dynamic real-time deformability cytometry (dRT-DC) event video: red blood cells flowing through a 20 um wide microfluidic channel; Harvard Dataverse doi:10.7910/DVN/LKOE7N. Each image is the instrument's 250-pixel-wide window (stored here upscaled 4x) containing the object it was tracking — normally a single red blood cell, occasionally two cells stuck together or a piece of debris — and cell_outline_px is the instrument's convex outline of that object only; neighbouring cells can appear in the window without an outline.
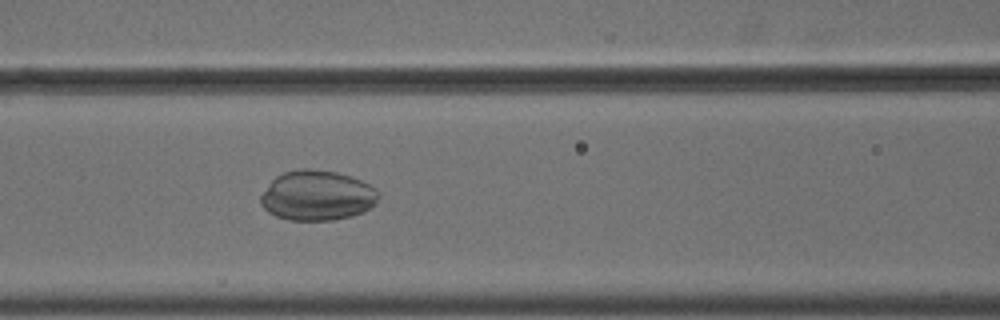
{"species": "common noctule bat (a hibernating species)", "species_latin": "Nyctalus noctula", "temperature_condition": "cold", "stored_images_in_passage": 37, "camera_frame_rate_fps": 3000, "um_per_image_px": 0.085, "animal": {"sex": "male", "body_mass_g": 18.8}, "frame": {"image": 1, "passage_image": 6, "time_ms": 1.667, "image_size_px": [1000, 320], "cell_outline_px": [[380, 196], [368, 208], [352, 216], [332, 220], [288, 220], [276, 216], [268, 212], [260, 204], [260, 196], [272, 180], [276, 176], [284, 172], [300, 168], [308, 168], [336, 172], [360, 180], [376, 188], [380, 192]], "centroid_in_image_um": [26.93, 16.61], "position_along_channel_um": 139.7, "area_um2": 34.22}}
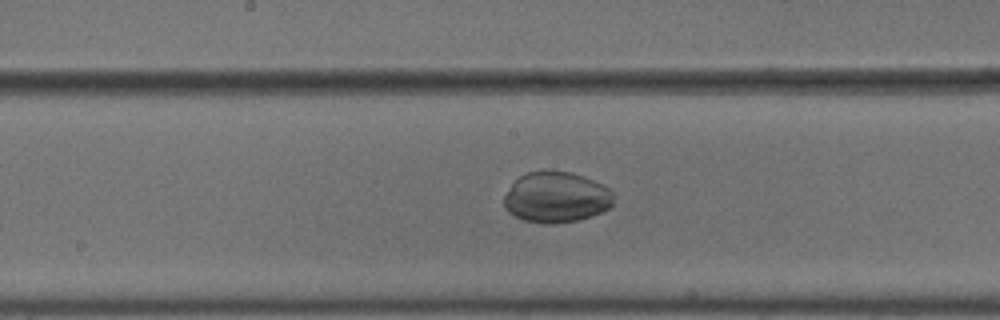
{"frame": {"image": 2, "passage_image": 11, "time_ms": 3.333, "image_size_px": [1000, 320], "cell_outline_px": [[612, 204], [608, 208], [592, 216], [580, 220], [552, 224], [544, 224], [524, 220], [508, 212], [504, 204], [504, 196], [512, 184], [520, 176], [528, 172], [544, 168], [548, 168], [572, 172], [584, 176], [608, 188], [612, 192]], "centroid_in_image_um": [47.26, 16.74], "position_along_channel_um": 200.9, "area_um2": 32.71}}
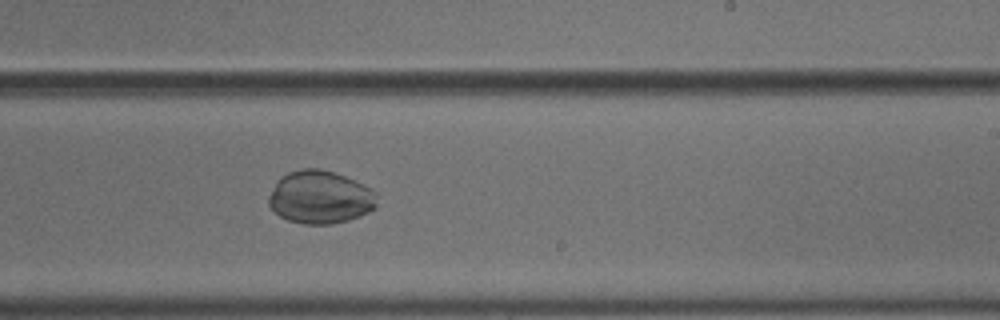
{"frame": {"image": 3, "passage_image": 16, "time_ms": 5.0, "image_size_px": [1000, 320], "cell_outline_px": [[376, 208], [360, 216], [348, 220], [332, 224], [304, 224], [288, 220], [280, 216], [268, 204], [268, 196], [276, 180], [280, 176], [288, 172], [304, 168], [320, 168], [344, 176], [372, 188], [376, 192]], "centroid_in_image_um": [27.2, 16.76], "position_along_channel_um": 261.8, "area_um2": 33.58}}